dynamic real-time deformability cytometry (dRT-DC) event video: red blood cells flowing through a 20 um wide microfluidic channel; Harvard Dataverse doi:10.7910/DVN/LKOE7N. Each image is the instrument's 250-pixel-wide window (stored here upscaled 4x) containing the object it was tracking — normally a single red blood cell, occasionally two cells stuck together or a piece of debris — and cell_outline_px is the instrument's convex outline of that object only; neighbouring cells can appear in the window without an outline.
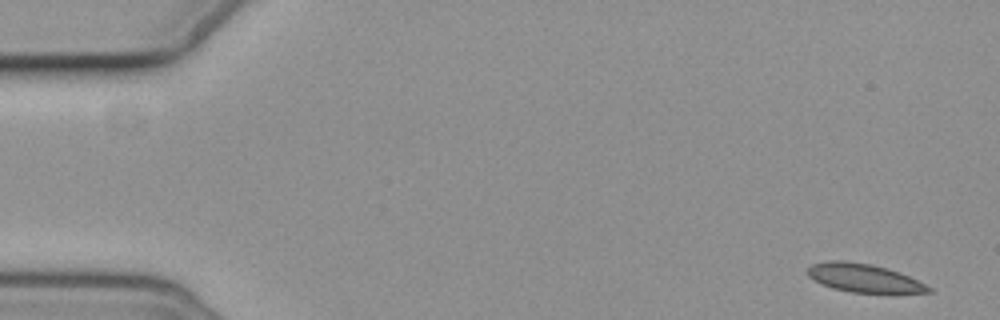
{"species": "common noctule bat (a hibernating species)", "species_latin": "Nyctalus noctula", "temperature_condition": "cold", "stored_images_in_passage": 4, "camera_frame_rate_fps": 3000, "um_per_image_px": 0.085, "animal": {"sex": "female", "body_mass_g": 19.3, "forearm_length_mm": 54.1}, "frame": {"image": 1, "passage_image": 1, "time_ms": 0.0, "image_size_px": [1000, 320], "cell_outline_px": [[932, 292], [892, 296], [852, 292], [832, 288], [812, 280], [808, 276], [808, 268], [812, 264], [828, 260], [848, 260], [872, 264], [888, 268], [900, 272], [932, 288]], "centroid_in_image_um": [73.5, 23.67], "position_along_channel_um": 11.5, "area_um2": 21.04}}